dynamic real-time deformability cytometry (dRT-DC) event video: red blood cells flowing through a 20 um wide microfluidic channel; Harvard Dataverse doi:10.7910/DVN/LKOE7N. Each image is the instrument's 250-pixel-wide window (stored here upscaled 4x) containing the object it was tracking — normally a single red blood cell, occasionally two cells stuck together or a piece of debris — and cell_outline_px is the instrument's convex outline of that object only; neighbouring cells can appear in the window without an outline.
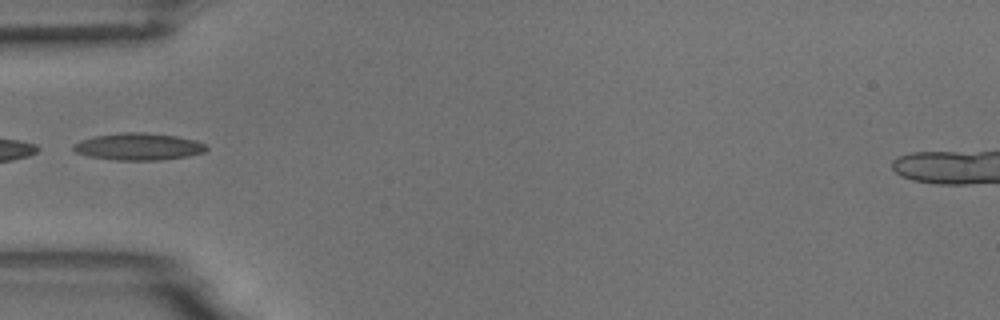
{"species": "common noctule bat (a hibernating species)", "species_latin": "Nyctalus noctula", "temperature_condition": "room temperature", "stored_images_in_passage": 5, "camera_frame_rate_fps": 3000, "um_per_image_px": 0.085, "animal": {"sex": "male", "body_mass_g": 18.8}, "frame": {"image": 1, "passage_image": 5, "time_ms": 4.333, "image_size_px": [1000, 320], "cell_outline_px": [[208, 148], [204, 152], [188, 156], [160, 160], [116, 160], [88, 156], [76, 152], [72, 148], [80, 140], [96, 136], [120, 132], [140, 132], [176, 136], [196, 140], [204, 144]], "centroid_in_image_um": [11.78, 12.46], "position_along_channel_um": 73.2, "area_um2": 20.81}}